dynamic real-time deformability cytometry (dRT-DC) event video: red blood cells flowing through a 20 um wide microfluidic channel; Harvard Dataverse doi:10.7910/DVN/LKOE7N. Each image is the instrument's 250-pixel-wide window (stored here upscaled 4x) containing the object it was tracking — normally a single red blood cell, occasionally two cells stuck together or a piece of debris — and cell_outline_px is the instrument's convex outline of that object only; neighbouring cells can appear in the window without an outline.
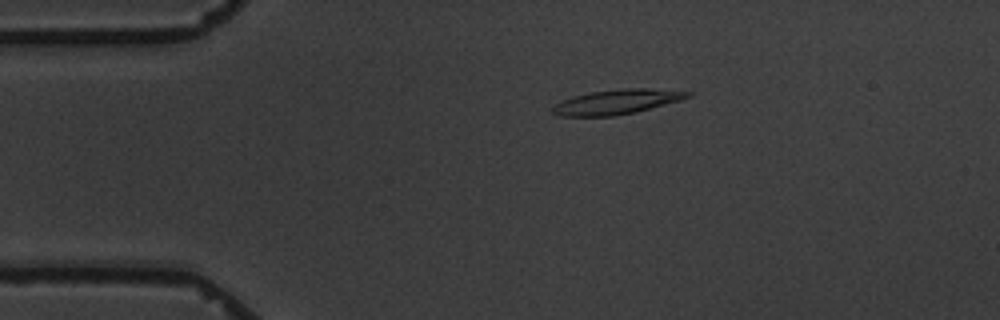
{"species": "common noctule bat (a hibernating species)", "species_latin": "Nyctalus noctula", "temperature_condition": "warm", "stored_images_in_passage": 5, "camera_frame_rate_fps": 3000, "um_per_image_px": 0.085, "animal": {"sex": "male", "body_mass_g": 19.5, "forearm_length_mm": 54.6}, "frame": {"image": 1, "passage_image": 1, "time_ms": 0.0, "image_size_px": [1000, 320], "cell_outline_px": [[696, 92], [692, 96], [680, 100], [636, 112], [612, 116], [560, 116], [552, 112], [552, 108], [556, 104], [572, 96], [592, 92], [624, 88], [648, 88]], "centroid_in_image_um": [52.48, 8.65], "position_along_channel_um": 32.5, "area_um2": 19.36}}
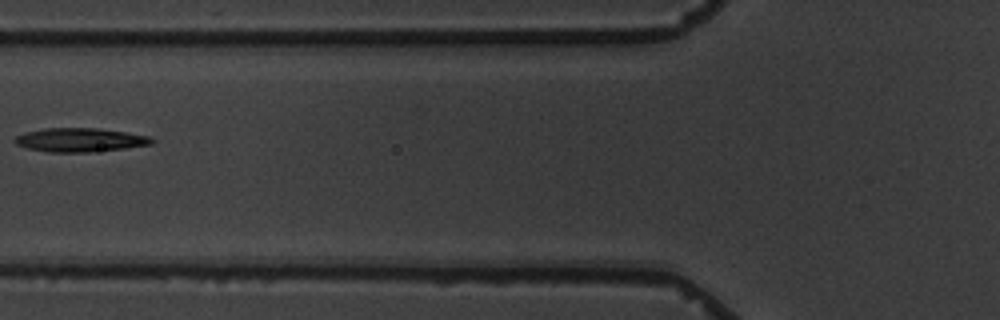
{"frame": {"image": 2, "passage_image": 4, "time_ms": 3.667, "image_size_px": [1000, 320], "cell_outline_px": [[156, 140], [152, 144], [124, 148], [92, 152], [48, 152], [28, 148], [16, 144], [12, 140], [16, 136], [28, 132], [44, 128], [96, 128], [124, 132], [148, 136]], "centroid_in_image_um": [6.79, 11.9], "position_along_channel_um": 119.0, "area_um2": 18.84}}
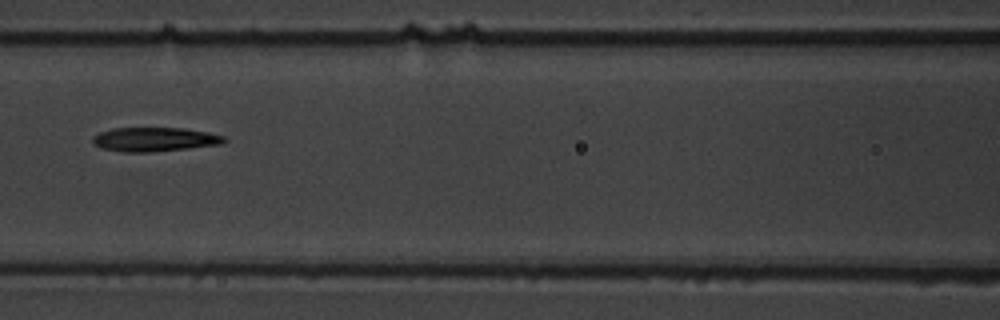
{"frame": {"image": 3, "passage_image": 5, "time_ms": 4.667, "image_size_px": [1000, 320], "cell_outline_px": [[228, 140], [220, 144], [188, 148], [152, 152], [120, 152], [100, 148], [92, 140], [92, 136], [100, 132], [112, 128], [184, 128], [208, 132], [224, 136]], "centroid_in_image_um": [13.12, 11.85], "position_along_channel_um": 153.5, "area_um2": 18.5}}